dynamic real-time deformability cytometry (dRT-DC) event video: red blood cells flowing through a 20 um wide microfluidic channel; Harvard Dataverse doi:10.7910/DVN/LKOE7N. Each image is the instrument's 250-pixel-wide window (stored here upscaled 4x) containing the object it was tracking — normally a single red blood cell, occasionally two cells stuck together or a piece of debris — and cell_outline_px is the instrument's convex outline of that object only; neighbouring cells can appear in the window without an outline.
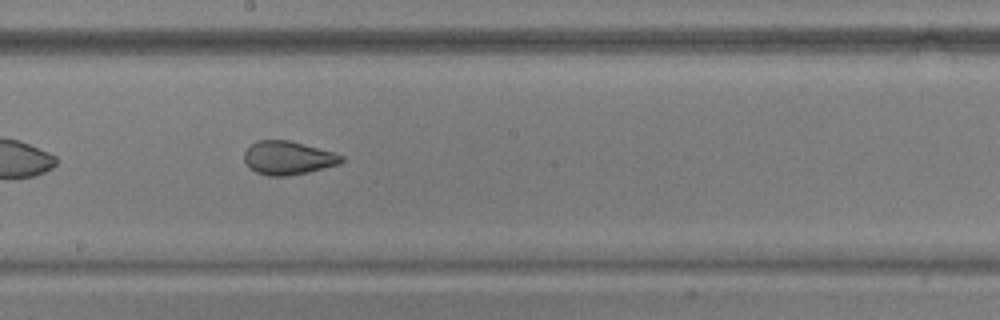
{"species": "common noctule bat (a hibernating species)", "species_latin": "Nyctalus noctula", "temperature_condition": "warm", "stored_images_in_passage": 34, "camera_frame_rate_fps": 3000, "um_per_image_px": 0.085, "animal": {"sex": "male", "body_mass_g": 17.9, "forearm_length_mm": 54.2}, "frame": {"image": 1, "passage_image": 15, "time_ms": 4.667, "image_size_px": [1000, 320], "cell_outline_px": [[344, 160], [340, 164], [308, 172], [284, 176], [268, 176], [256, 172], [248, 168], [244, 164], [244, 152], [256, 140], [288, 140], [304, 144], [332, 152], [344, 156]], "centroid_in_image_um": [24.45, 13.43], "position_along_channel_um": 223.8, "area_um2": 19.02}, "authors_computed_cell_mechanics": {"area_um2": 20.1433, "velocity_mm_per_s": 3.791, "shape_relaxation_time_tau1_ms": null, "shape_relaxation_time_tau2_ms": 0.9711, "deformation_change_tau1": null, "deformation_change_tau2": 0.067}}